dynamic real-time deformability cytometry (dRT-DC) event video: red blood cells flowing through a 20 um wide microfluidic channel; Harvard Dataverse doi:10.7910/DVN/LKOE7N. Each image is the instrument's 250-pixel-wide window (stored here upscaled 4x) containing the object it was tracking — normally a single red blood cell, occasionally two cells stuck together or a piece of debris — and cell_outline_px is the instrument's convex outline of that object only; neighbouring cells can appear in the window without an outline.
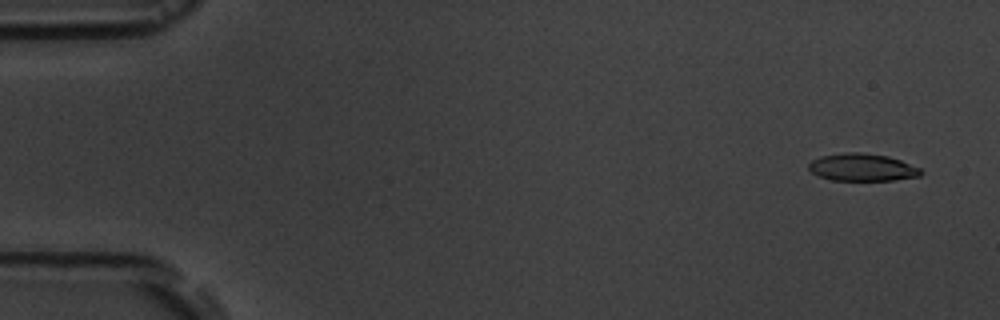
{"species": "common noctule bat (a hibernating species)", "species_latin": "Nyctalus noctula", "temperature_condition": "room temperature", "stored_images_in_passage": 4, "camera_frame_rate_fps": 3000, "um_per_image_px": 0.085, "animal": {"sex": "male", "body_mass_g": 19.5, "forearm_length_mm": 54.6}, "frame": {"image": 1, "passage_image": 1, "time_ms": 0.0, "image_size_px": [1000, 320], "cell_outline_px": [[924, 172], [920, 176], [892, 180], [832, 180], [820, 176], [812, 172], [808, 168], [808, 164], [812, 160], [820, 156], [844, 152], [860, 152], [888, 156], [900, 160], [920, 168]], "centroid_in_image_um": [73.29, 14.21], "position_along_channel_um": 11.7, "area_um2": 17.92}}
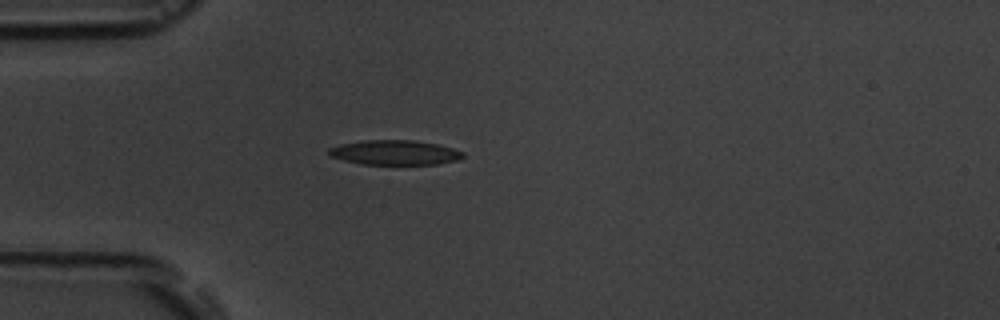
{"frame": {"image": 2, "passage_image": 4, "time_ms": 4.333, "image_size_px": [1000, 320], "cell_outline_px": [[464, 156], [460, 160], [436, 164], [360, 164], [328, 156], [328, 148], [340, 144], [360, 140], [416, 140], [436, 144], [452, 148], [464, 152]], "centroid_in_image_um": [33.53, 12.96], "position_along_channel_um": 51.5, "area_um2": 19.48}}